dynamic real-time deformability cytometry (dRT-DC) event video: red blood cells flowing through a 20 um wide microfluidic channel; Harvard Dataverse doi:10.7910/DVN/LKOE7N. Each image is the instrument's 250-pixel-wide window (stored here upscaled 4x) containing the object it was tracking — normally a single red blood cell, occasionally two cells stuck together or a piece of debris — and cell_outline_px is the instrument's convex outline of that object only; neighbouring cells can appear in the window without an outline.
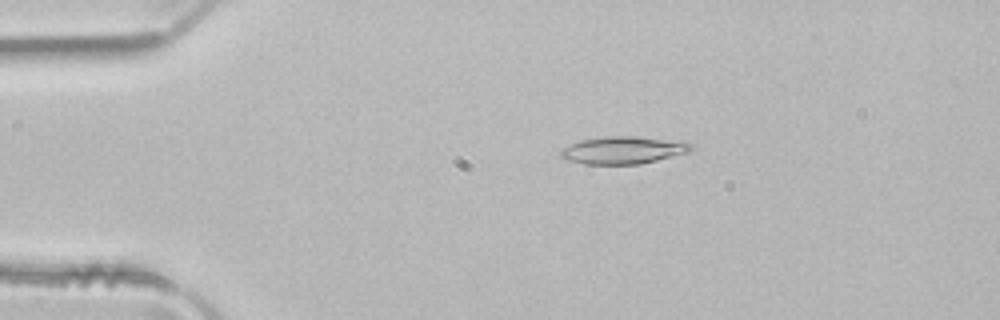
{"species": "common noctule bat (a hibernating species)", "species_latin": "Nyctalus noctula", "temperature_condition": "room temperature", "stored_images_in_passage": 4, "camera_frame_rate_fps": 3000, "um_per_image_px": 0.085, "animal": {"sex": "male", "body_mass_g": 21.5, "forearm_length_mm": 52.0}, "frame": {"image": 1, "passage_image": 3, "time_ms": 0.667, "image_size_px": [1000, 320], "cell_outline_px": [[696, 148], [692, 152], [640, 164], [584, 164], [564, 160], [560, 156], [560, 152], [564, 148], [580, 140], [608, 136], [632, 136], [684, 140], [692, 144]], "centroid_in_image_um": [53.07, 12.76], "position_along_channel_um": 31.9, "area_um2": 21.27}}